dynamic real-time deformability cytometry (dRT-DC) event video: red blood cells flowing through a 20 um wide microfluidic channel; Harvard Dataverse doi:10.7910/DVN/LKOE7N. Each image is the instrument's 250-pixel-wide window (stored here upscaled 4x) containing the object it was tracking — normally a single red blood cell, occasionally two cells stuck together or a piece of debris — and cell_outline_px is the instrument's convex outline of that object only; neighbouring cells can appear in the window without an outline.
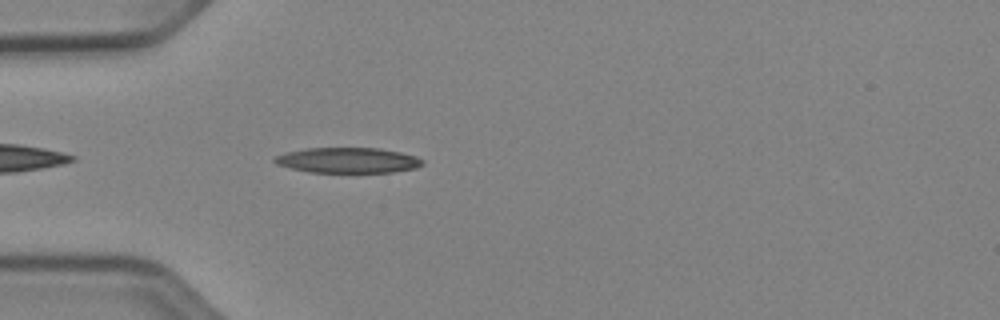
{"species": "Egyptian fruit bat (a non-hibernating species)", "species_latin": "Rousettus aegyptiacus", "temperature_condition": "cold", "stored_images_in_passage": 25, "camera_frame_rate_fps": 3000, "um_per_image_px": 0.085, "animal": {"sex": "female"}, "frame": {"image": 1, "passage_image": 3, "time_ms": 0.667, "image_size_px": [1000, 320], "cell_outline_px": [[424, 164], [416, 168], [392, 172], [308, 172], [276, 164], [272, 160], [276, 156], [288, 152], [308, 148], [380, 148], [400, 152], [416, 156], [424, 160]], "centroid_in_image_um": [29.61, 13.62], "position_along_channel_um": 55.4, "area_um2": 21.79}}
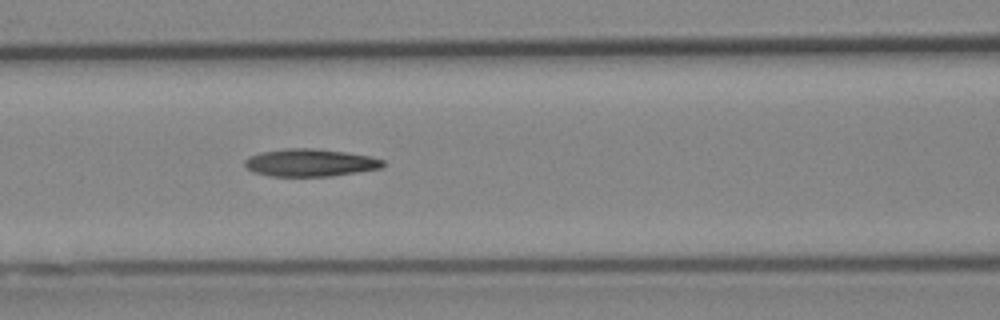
{"frame": {"image": 2, "passage_image": 10, "time_ms": 3.0, "image_size_px": [1000, 320], "cell_outline_px": [[384, 164], [380, 168], [332, 176], [272, 176], [252, 172], [244, 164], [244, 160], [248, 156], [260, 152], [284, 148], [312, 148], [348, 152], [372, 156], [384, 160]], "centroid_in_image_um": [26.34, 13.82], "position_along_channel_um": 140.3, "area_um2": 22.31}}
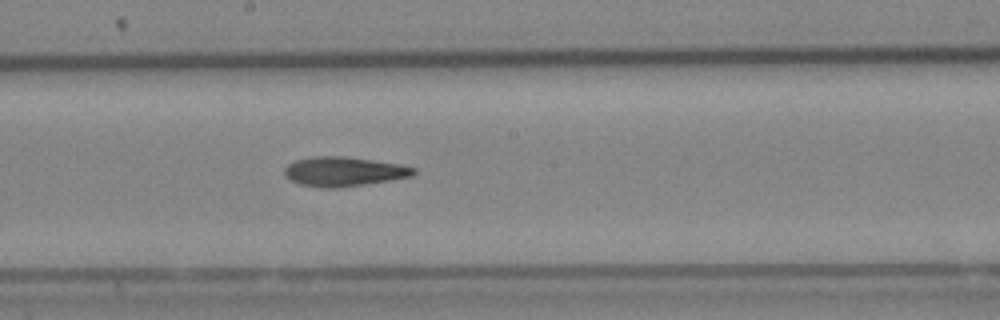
{"frame": {"image": 3, "passage_image": 16, "time_ms": 5.0, "image_size_px": [1000, 320], "cell_outline_px": [[416, 172], [412, 176], [340, 188], [320, 188], [300, 184], [284, 176], [284, 168], [288, 164], [296, 160], [312, 156], [344, 156], [400, 164], [416, 168]], "centroid_in_image_um": [29.19, 14.58], "position_along_channel_um": 219.0, "area_um2": 22.14}}